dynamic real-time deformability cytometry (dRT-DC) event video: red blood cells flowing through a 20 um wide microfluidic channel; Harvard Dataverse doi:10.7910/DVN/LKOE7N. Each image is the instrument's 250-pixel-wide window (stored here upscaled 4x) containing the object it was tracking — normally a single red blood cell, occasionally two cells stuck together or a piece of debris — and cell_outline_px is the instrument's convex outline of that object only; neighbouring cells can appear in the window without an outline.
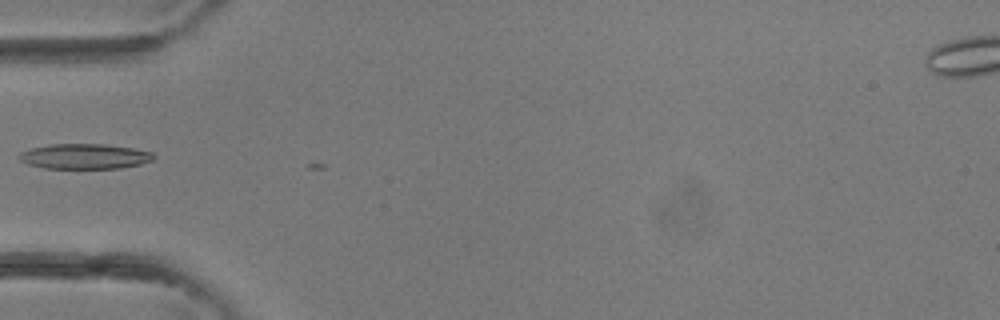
{"species": "common noctule bat (a hibernating species)", "species_latin": "Nyctalus noctula", "temperature_condition": "room temperature", "stored_images_in_passage": 3, "camera_frame_rate_fps": 3000, "um_per_image_px": 0.085, "animal": {"sex": "female"}, "frame": {"image": 1, "passage_image": 3, "time_ms": 0.667, "image_size_px": [1000, 320], "cell_outline_px": [[156, 156], [152, 160], [140, 164], [120, 168], [44, 168], [28, 164], [20, 160], [16, 156], [20, 152], [32, 148], [48, 144], [104, 144], [132, 148], [152, 152]], "centroid_in_image_um": [7.17, 13.29], "position_along_channel_um": 77.8, "area_um2": 19.71}}